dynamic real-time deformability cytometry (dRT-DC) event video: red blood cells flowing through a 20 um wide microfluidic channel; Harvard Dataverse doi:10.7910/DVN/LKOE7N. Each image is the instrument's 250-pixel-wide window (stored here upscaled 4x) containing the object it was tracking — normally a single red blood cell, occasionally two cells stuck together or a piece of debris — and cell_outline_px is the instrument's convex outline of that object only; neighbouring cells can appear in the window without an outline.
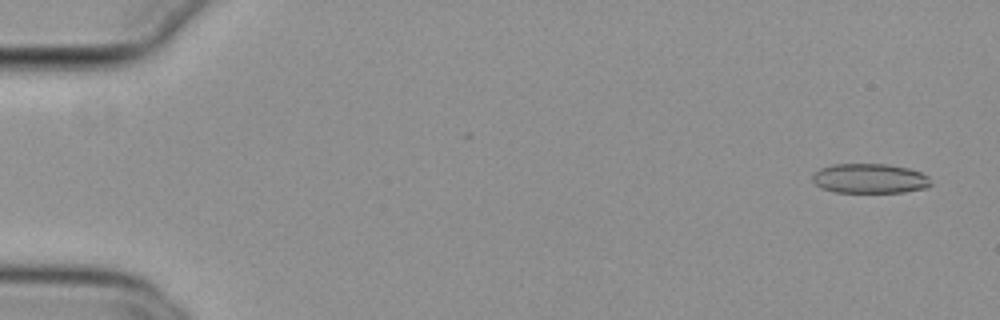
{"species": "common noctule bat (a hibernating species)", "species_latin": "Nyctalus noctula", "temperature_condition": "cold", "stored_images_in_passage": 53, "camera_frame_rate_fps": 3000, "um_per_image_px": 0.085, "animal": {"sex": "female", "body_mass_g": 29.2, "forearm_length_mm": 56.3}, "frame": {"image": 1, "passage_image": 3, "time_ms": 0.667, "image_size_px": [1000, 320], "cell_outline_px": [[932, 184], [928, 188], [904, 192], [836, 192], [820, 188], [812, 180], [812, 176], [820, 168], [832, 164], [888, 164], [908, 168], [920, 172], [928, 176]], "centroid_in_image_um": [73.94, 15.17], "position_along_channel_um": 11.1, "area_um2": 20.58}}
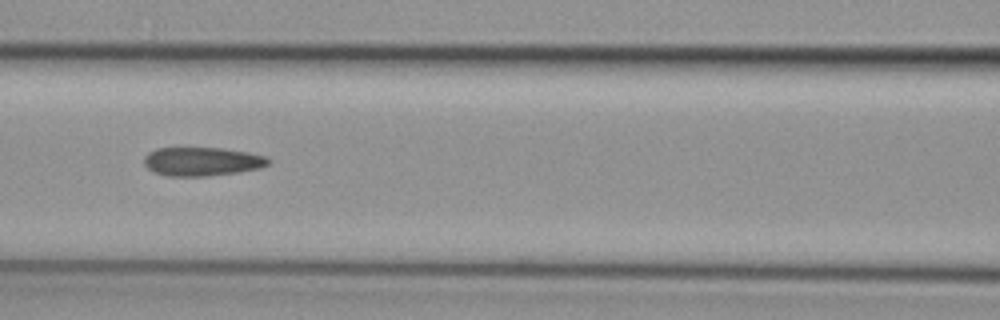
{"frame": {"image": 2, "passage_image": 25, "time_ms": 8.0, "image_size_px": [1000, 320], "cell_outline_px": [[272, 160], [268, 164], [260, 168], [236, 172], [208, 176], [168, 176], [152, 172], [144, 164], [144, 156], [148, 152], [156, 148], [224, 148], [248, 152], [264, 156]], "centroid_in_image_um": [17.15, 13.72], "position_along_channel_um": 149.5, "area_um2": 20.87}}
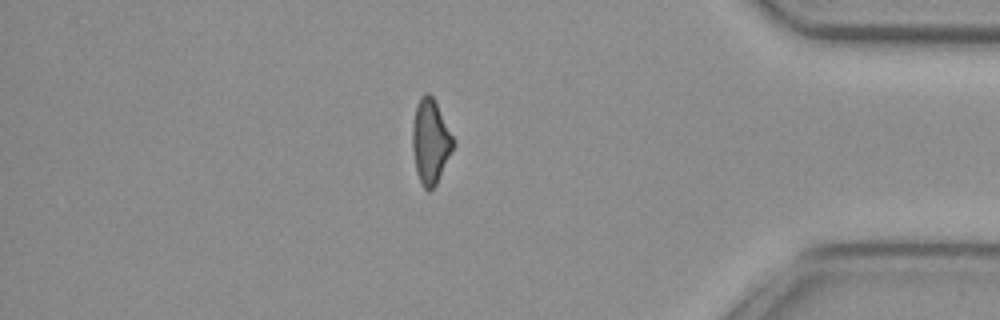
{"frame": {"image": 3, "passage_image": 47, "time_ms": 15.333, "image_size_px": [1000, 320], "cell_outline_px": [[456, 144], [436, 184], [428, 192], [424, 188], [416, 172], [412, 148], [412, 128], [416, 104], [420, 96], [424, 92], [428, 92], [432, 96], [456, 140]], "centroid_in_image_um": [36.6, 12.0], "position_along_channel_um": 398.6, "area_um2": 20.29}}